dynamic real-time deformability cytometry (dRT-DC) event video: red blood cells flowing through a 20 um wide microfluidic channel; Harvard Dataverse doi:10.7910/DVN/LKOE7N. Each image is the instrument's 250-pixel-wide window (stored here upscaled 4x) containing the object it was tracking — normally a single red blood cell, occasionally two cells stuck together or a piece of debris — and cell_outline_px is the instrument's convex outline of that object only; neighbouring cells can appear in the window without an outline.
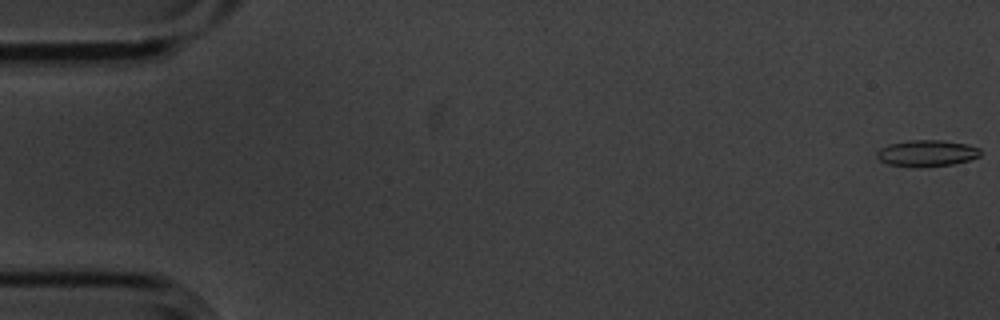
{"species": "common noctule bat (a hibernating species)", "species_latin": "Nyctalus noctula", "temperature_condition": "cold", "stored_images_in_passage": 10, "camera_frame_rate_fps": 3000, "um_per_image_px": 0.085, "animal": {"sex": "male", "body_mass_g": 20.1, "forearm_length_mm": 53.5}, "frame": {"image": 1, "passage_image": 1, "time_ms": 0.0, "image_size_px": [1000, 320], "cell_outline_px": [[980, 156], [968, 160], [952, 164], [888, 164], [880, 160], [876, 156], [876, 152], [880, 148], [888, 144], [908, 140], [944, 140], [968, 144], [980, 148]], "centroid_in_image_um": [78.8, 12.96], "position_along_channel_um": 6.2, "area_um2": 15.2}}
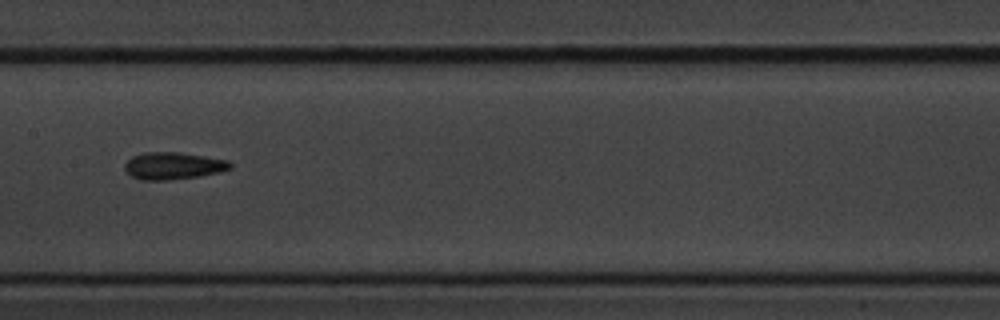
{"frame": {"image": 2, "passage_image": 9, "time_ms": 2.667, "image_size_px": [1000, 320], "cell_outline_px": [[232, 168], [220, 172], [200, 176], [168, 180], [140, 180], [132, 176], [124, 168], [124, 164], [132, 156], [144, 152], [180, 152], [228, 160], [232, 164]], "centroid_in_image_um": [14.73, 14.09], "position_along_channel_um": 192.7, "area_um2": 16.76}}
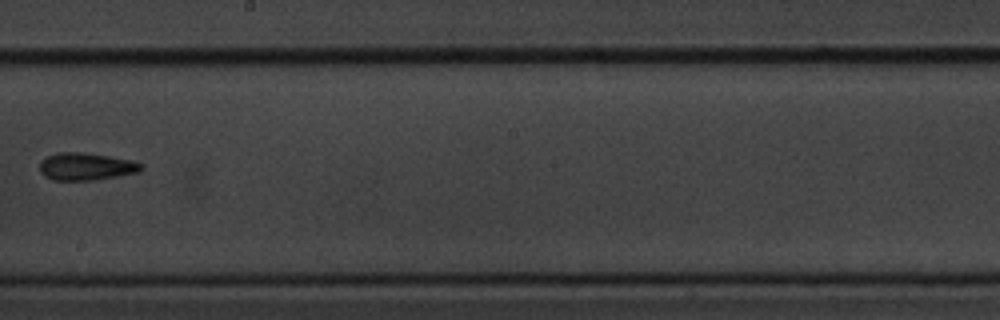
{"frame": {"image": 3, "passage_image": 10, "time_ms": 3.0, "image_size_px": [1000, 320], "cell_outline_px": [[144, 168], [140, 172], [92, 180], [52, 180], [44, 176], [40, 172], [40, 160], [48, 156], [60, 152], [80, 152], [108, 156], [132, 160], [144, 164]], "centroid_in_image_um": [7.32, 14.15], "position_along_channel_um": 240.9, "area_um2": 16.24}}